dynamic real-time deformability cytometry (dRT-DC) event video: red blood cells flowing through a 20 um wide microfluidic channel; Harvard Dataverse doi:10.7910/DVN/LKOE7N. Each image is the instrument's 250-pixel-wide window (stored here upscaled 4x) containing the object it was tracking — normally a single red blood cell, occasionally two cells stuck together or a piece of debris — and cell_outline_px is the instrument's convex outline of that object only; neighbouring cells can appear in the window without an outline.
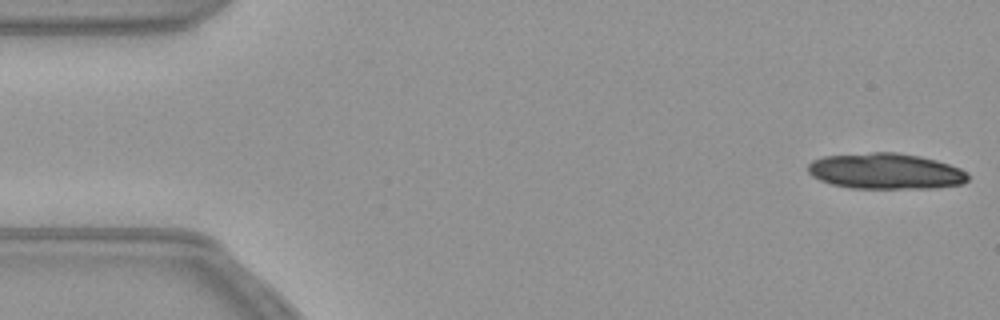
{"species": "common noctule bat (a hibernating species)", "species_latin": "Nyctalus noctula", "temperature_condition": "warm", "stored_images_in_passage": 29, "camera_frame_rate_fps": 3000, "um_per_image_px": 0.085, "animal": {"sex": "female", "body_mass_g": 21.9}, "frame": {"image": 1, "passage_image": 1, "time_ms": 0.0, "image_size_px": [1000, 320], "cell_outline_px": [[968, 180], [964, 184], [936, 188], [848, 188], [832, 184], [820, 180], [812, 176], [808, 172], [808, 164], [812, 160], [824, 156], [872, 152], [896, 152], [920, 156], [936, 160], [960, 168], [968, 172]], "centroid_in_image_um": [75.29, 14.55], "position_along_channel_um": 9.7, "area_um2": 33.64}}
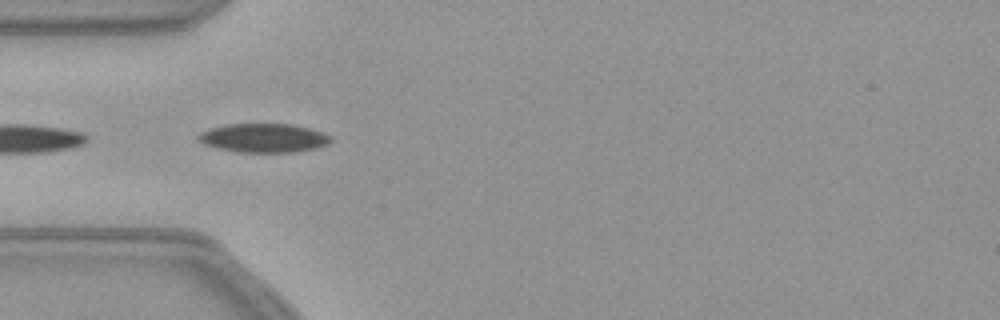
{"frame": {"image": 2, "passage_image": 16, "time_ms": 5.0, "image_size_px": [1000, 320], "cell_outline_px": [[332, 140], [328, 144], [316, 148], [292, 152], [240, 152], [220, 148], [204, 144], [196, 136], [200, 132], [224, 124], [292, 124], [308, 128], [332, 136]], "centroid_in_image_um": [22.42, 11.72], "position_along_channel_um": 62.6, "area_um2": 22.08}}
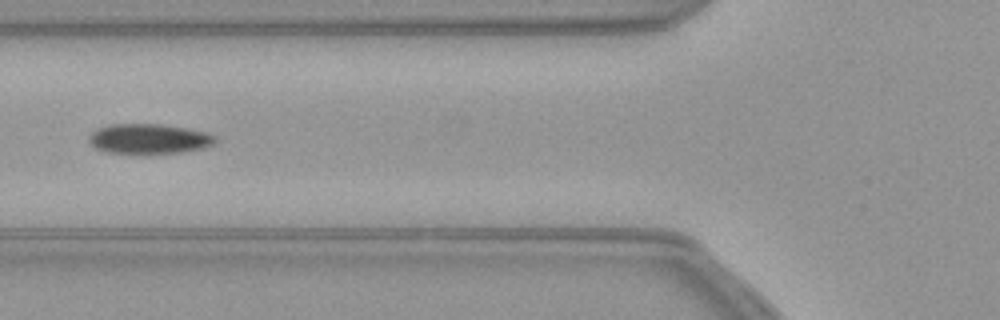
{"frame": {"image": 3, "passage_image": 20, "time_ms": 6.333, "image_size_px": [1000, 320], "cell_outline_px": [[216, 144], [204, 148], [180, 152], [144, 156], [104, 152], [96, 148], [88, 140], [88, 136], [96, 128], [112, 124], [160, 124], [208, 132], [216, 136]], "centroid_in_image_um": [12.65, 11.84], "position_along_channel_um": 113.1, "area_um2": 22.89}}